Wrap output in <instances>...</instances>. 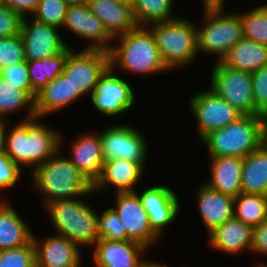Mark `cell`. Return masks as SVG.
<instances>
[{"label":"cell","mask_w":267,"mask_h":267,"mask_svg":"<svg viewBox=\"0 0 267 267\" xmlns=\"http://www.w3.org/2000/svg\"><path fill=\"white\" fill-rule=\"evenodd\" d=\"M40 121H20L6 133L5 152L21 169H34L61 149L62 134Z\"/></svg>","instance_id":"obj_1"},{"label":"cell","mask_w":267,"mask_h":267,"mask_svg":"<svg viewBox=\"0 0 267 267\" xmlns=\"http://www.w3.org/2000/svg\"><path fill=\"white\" fill-rule=\"evenodd\" d=\"M116 40V41H115ZM119 40V41H118ZM109 53V66L135 75H153L170 71L164 64L153 33L147 26L114 38ZM119 68V69H118Z\"/></svg>","instance_id":"obj_2"},{"label":"cell","mask_w":267,"mask_h":267,"mask_svg":"<svg viewBox=\"0 0 267 267\" xmlns=\"http://www.w3.org/2000/svg\"><path fill=\"white\" fill-rule=\"evenodd\" d=\"M59 151L43 164L30 169L29 172L32 175L31 182L34 190L43 194L45 206L58 200L84 197V195L95 193L93 185L69 160L68 156H62Z\"/></svg>","instance_id":"obj_3"},{"label":"cell","mask_w":267,"mask_h":267,"mask_svg":"<svg viewBox=\"0 0 267 267\" xmlns=\"http://www.w3.org/2000/svg\"><path fill=\"white\" fill-rule=\"evenodd\" d=\"M44 208L57 235L67 237L80 248L94 247L99 239L98 212L85 200H58Z\"/></svg>","instance_id":"obj_4"},{"label":"cell","mask_w":267,"mask_h":267,"mask_svg":"<svg viewBox=\"0 0 267 267\" xmlns=\"http://www.w3.org/2000/svg\"><path fill=\"white\" fill-rule=\"evenodd\" d=\"M224 3H204V16L197 25L198 52L214 55L221 61L243 38L240 12L224 13Z\"/></svg>","instance_id":"obj_5"},{"label":"cell","mask_w":267,"mask_h":267,"mask_svg":"<svg viewBox=\"0 0 267 267\" xmlns=\"http://www.w3.org/2000/svg\"><path fill=\"white\" fill-rule=\"evenodd\" d=\"M178 17L147 26L153 33L161 58L170 71L193 62L199 53L197 24Z\"/></svg>","instance_id":"obj_6"},{"label":"cell","mask_w":267,"mask_h":267,"mask_svg":"<svg viewBox=\"0 0 267 267\" xmlns=\"http://www.w3.org/2000/svg\"><path fill=\"white\" fill-rule=\"evenodd\" d=\"M201 142L209 157L244 158L262 144L261 117L243 115L226 127L210 132Z\"/></svg>","instance_id":"obj_7"},{"label":"cell","mask_w":267,"mask_h":267,"mask_svg":"<svg viewBox=\"0 0 267 267\" xmlns=\"http://www.w3.org/2000/svg\"><path fill=\"white\" fill-rule=\"evenodd\" d=\"M210 75V88L243 115L260 116L252 90L251 72L235 70L217 61Z\"/></svg>","instance_id":"obj_8"},{"label":"cell","mask_w":267,"mask_h":267,"mask_svg":"<svg viewBox=\"0 0 267 267\" xmlns=\"http://www.w3.org/2000/svg\"><path fill=\"white\" fill-rule=\"evenodd\" d=\"M108 67V51L84 48L77 52L68 46V55L62 73L82 97L88 93L91 97L99 77Z\"/></svg>","instance_id":"obj_9"},{"label":"cell","mask_w":267,"mask_h":267,"mask_svg":"<svg viewBox=\"0 0 267 267\" xmlns=\"http://www.w3.org/2000/svg\"><path fill=\"white\" fill-rule=\"evenodd\" d=\"M188 106L196 119L200 141L210 132L224 128L243 116L210 87L191 96Z\"/></svg>","instance_id":"obj_10"},{"label":"cell","mask_w":267,"mask_h":267,"mask_svg":"<svg viewBox=\"0 0 267 267\" xmlns=\"http://www.w3.org/2000/svg\"><path fill=\"white\" fill-rule=\"evenodd\" d=\"M104 161L126 159L139 163L144 169L149 149L144 135L129 125H114L100 133Z\"/></svg>","instance_id":"obj_11"},{"label":"cell","mask_w":267,"mask_h":267,"mask_svg":"<svg viewBox=\"0 0 267 267\" xmlns=\"http://www.w3.org/2000/svg\"><path fill=\"white\" fill-rule=\"evenodd\" d=\"M114 72L110 66L104 71L90 97L95 109L110 117L130 110L136 100L130 83Z\"/></svg>","instance_id":"obj_12"},{"label":"cell","mask_w":267,"mask_h":267,"mask_svg":"<svg viewBox=\"0 0 267 267\" xmlns=\"http://www.w3.org/2000/svg\"><path fill=\"white\" fill-rule=\"evenodd\" d=\"M116 207H113L126 228L128 240L152 249L160 236L152 229L149 216L135 192H116Z\"/></svg>","instance_id":"obj_13"},{"label":"cell","mask_w":267,"mask_h":267,"mask_svg":"<svg viewBox=\"0 0 267 267\" xmlns=\"http://www.w3.org/2000/svg\"><path fill=\"white\" fill-rule=\"evenodd\" d=\"M60 28L37 21L30 22L22 18L20 34L24 43L26 61L42 60L47 56L61 53L68 45L61 38Z\"/></svg>","instance_id":"obj_14"},{"label":"cell","mask_w":267,"mask_h":267,"mask_svg":"<svg viewBox=\"0 0 267 267\" xmlns=\"http://www.w3.org/2000/svg\"><path fill=\"white\" fill-rule=\"evenodd\" d=\"M142 206L149 216L152 229L161 237L166 226L171 225L180 214V200L172 189L163 185H154L138 193Z\"/></svg>","instance_id":"obj_15"},{"label":"cell","mask_w":267,"mask_h":267,"mask_svg":"<svg viewBox=\"0 0 267 267\" xmlns=\"http://www.w3.org/2000/svg\"><path fill=\"white\" fill-rule=\"evenodd\" d=\"M62 28L69 29L77 37L91 42L86 49L109 51L114 39L106 31L102 21L92 13L88 3L68 6Z\"/></svg>","instance_id":"obj_16"},{"label":"cell","mask_w":267,"mask_h":267,"mask_svg":"<svg viewBox=\"0 0 267 267\" xmlns=\"http://www.w3.org/2000/svg\"><path fill=\"white\" fill-rule=\"evenodd\" d=\"M36 248V267H82L80 247L61 235L40 240L33 234Z\"/></svg>","instance_id":"obj_17"},{"label":"cell","mask_w":267,"mask_h":267,"mask_svg":"<svg viewBox=\"0 0 267 267\" xmlns=\"http://www.w3.org/2000/svg\"><path fill=\"white\" fill-rule=\"evenodd\" d=\"M93 261L97 267H142L145 258H141L148 249L131 241H109L99 238L94 245Z\"/></svg>","instance_id":"obj_18"},{"label":"cell","mask_w":267,"mask_h":267,"mask_svg":"<svg viewBox=\"0 0 267 267\" xmlns=\"http://www.w3.org/2000/svg\"><path fill=\"white\" fill-rule=\"evenodd\" d=\"M69 152V160L93 185L100 177L104 164L100 132L91 131L74 138Z\"/></svg>","instance_id":"obj_19"},{"label":"cell","mask_w":267,"mask_h":267,"mask_svg":"<svg viewBox=\"0 0 267 267\" xmlns=\"http://www.w3.org/2000/svg\"><path fill=\"white\" fill-rule=\"evenodd\" d=\"M196 197L207 235L234 217V197L211 189L204 182L198 187Z\"/></svg>","instance_id":"obj_20"},{"label":"cell","mask_w":267,"mask_h":267,"mask_svg":"<svg viewBox=\"0 0 267 267\" xmlns=\"http://www.w3.org/2000/svg\"><path fill=\"white\" fill-rule=\"evenodd\" d=\"M144 168L136 162L126 159L104 161L100 177L93 184V191L106 189L107 185L116 188V192H135L138 181L144 174Z\"/></svg>","instance_id":"obj_21"},{"label":"cell","mask_w":267,"mask_h":267,"mask_svg":"<svg viewBox=\"0 0 267 267\" xmlns=\"http://www.w3.org/2000/svg\"><path fill=\"white\" fill-rule=\"evenodd\" d=\"M253 228L233 217L207 235L212 249L229 254L251 251Z\"/></svg>","instance_id":"obj_22"},{"label":"cell","mask_w":267,"mask_h":267,"mask_svg":"<svg viewBox=\"0 0 267 267\" xmlns=\"http://www.w3.org/2000/svg\"><path fill=\"white\" fill-rule=\"evenodd\" d=\"M82 96L74 90L70 80L61 73L41 89L35 98L36 118L57 113Z\"/></svg>","instance_id":"obj_23"},{"label":"cell","mask_w":267,"mask_h":267,"mask_svg":"<svg viewBox=\"0 0 267 267\" xmlns=\"http://www.w3.org/2000/svg\"><path fill=\"white\" fill-rule=\"evenodd\" d=\"M88 4L113 39L138 26L132 4L114 3L110 0H88Z\"/></svg>","instance_id":"obj_24"},{"label":"cell","mask_w":267,"mask_h":267,"mask_svg":"<svg viewBox=\"0 0 267 267\" xmlns=\"http://www.w3.org/2000/svg\"><path fill=\"white\" fill-rule=\"evenodd\" d=\"M211 180L204 182L211 189L230 195L238 196L242 193V167L241 157H210Z\"/></svg>","instance_id":"obj_25"},{"label":"cell","mask_w":267,"mask_h":267,"mask_svg":"<svg viewBox=\"0 0 267 267\" xmlns=\"http://www.w3.org/2000/svg\"><path fill=\"white\" fill-rule=\"evenodd\" d=\"M33 232L9 203L0 199V250L18 248L33 240Z\"/></svg>","instance_id":"obj_26"},{"label":"cell","mask_w":267,"mask_h":267,"mask_svg":"<svg viewBox=\"0 0 267 267\" xmlns=\"http://www.w3.org/2000/svg\"><path fill=\"white\" fill-rule=\"evenodd\" d=\"M221 62L229 68L252 73L267 66V46L242 38L228 51Z\"/></svg>","instance_id":"obj_27"},{"label":"cell","mask_w":267,"mask_h":267,"mask_svg":"<svg viewBox=\"0 0 267 267\" xmlns=\"http://www.w3.org/2000/svg\"><path fill=\"white\" fill-rule=\"evenodd\" d=\"M242 193L267 195V146L261 144L243 158Z\"/></svg>","instance_id":"obj_28"},{"label":"cell","mask_w":267,"mask_h":267,"mask_svg":"<svg viewBox=\"0 0 267 267\" xmlns=\"http://www.w3.org/2000/svg\"><path fill=\"white\" fill-rule=\"evenodd\" d=\"M67 55L68 46L57 55L47 56L42 60L27 61L28 75L35 94L63 72Z\"/></svg>","instance_id":"obj_29"},{"label":"cell","mask_w":267,"mask_h":267,"mask_svg":"<svg viewBox=\"0 0 267 267\" xmlns=\"http://www.w3.org/2000/svg\"><path fill=\"white\" fill-rule=\"evenodd\" d=\"M27 109L26 117L21 121L36 118L35 100L25 91L15 87L0 77V116L6 118L18 110Z\"/></svg>","instance_id":"obj_30"},{"label":"cell","mask_w":267,"mask_h":267,"mask_svg":"<svg viewBox=\"0 0 267 267\" xmlns=\"http://www.w3.org/2000/svg\"><path fill=\"white\" fill-rule=\"evenodd\" d=\"M234 217L252 228L267 219V195L240 193L234 197Z\"/></svg>","instance_id":"obj_31"},{"label":"cell","mask_w":267,"mask_h":267,"mask_svg":"<svg viewBox=\"0 0 267 267\" xmlns=\"http://www.w3.org/2000/svg\"><path fill=\"white\" fill-rule=\"evenodd\" d=\"M175 0H133L132 11L138 26L171 21Z\"/></svg>","instance_id":"obj_32"},{"label":"cell","mask_w":267,"mask_h":267,"mask_svg":"<svg viewBox=\"0 0 267 267\" xmlns=\"http://www.w3.org/2000/svg\"><path fill=\"white\" fill-rule=\"evenodd\" d=\"M243 38L267 46V4L240 12Z\"/></svg>","instance_id":"obj_33"},{"label":"cell","mask_w":267,"mask_h":267,"mask_svg":"<svg viewBox=\"0 0 267 267\" xmlns=\"http://www.w3.org/2000/svg\"><path fill=\"white\" fill-rule=\"evenodd\" d=\"M67 9L68 5L64 0H40L32 18L61 29Z\"/></svg>","instance_id":"obj_34"},{"label":"cell","mask_w":267,"mask_h":267,"mask_svg":"<svg viewBox=\"0 0 267 267\" xmlns=\"http://www.w3.org/2000/svg\"><path fill=\"white\" fill-rule=\"evenodd\" d=\"M98 213L99 238L109 241H125L126 228L113 207L105 209L102 214Z\"/></svg>","instance_id":"obj_35"},{"label":"cell","mask_w":267,"mask_h":267,"mask_svg":"<svg viewBox=\"0 0 267 267\" xmlns=\"http://www.w3.org/2000/svg\"><path fill=\"white\" fill-rule=\"evenodd\" d=\"M0 267H36L34 241L22 247L0 250Z\"/></svg>","instance_id":"obj_36"},{"label":"cell","mask_w":267,"mask_h":267,"mask_svg":"<svg viewBox=\"0 0 267 267\" xmlns=\"http://www.w3.org/2000/svg\"><path fill=\"white\" fill-rule=\"evenodd\" d=\"M26 61L21 34L0 38V70L10 64Z\"/></svg>","instance_id":"obj_37"},{"label":"cell","mask_w":267,"mask_h":267,"mask_svg":"<svg viewBox=\"0 0 267 267\" xmlns=\"http://www.w3.org/2000/svg\"><path fill=\"white\" fill-rule=\"evenodd\" d=\"M0 77L15 85V87L25 90L34 100L36 94L33 92L29 75L27 61L10 64L0 70Z\"/></svg>","instance_id":"obj_38"},{"label":"cell","mask_w":267,"mask_h":267,"mask_svg":"<svg viewBox=\"0 0 267 267\" xmlns=\"http://www.w3.org/2000/svg\"><path fill=\"white\" fill-rule=\"evenodd\" d=\"M22 169L6 152L0 153V191L15 187L21 177Z\"/></svg>","instance_id":"obj_39"},{"label":"cell","mask_w":267,"mask_h":267,"mask_svg":"<svg viewBox=\"0 0 267 267\" xmlns=\"http://www.w3.org/2000/svg\"><path fill=\"white\" fill-rule=\"evenodd\" d=\"M22 17L12 8L0 2V38L20 34Z\"/></svg>","instance_id":"obj_40"},{"label":"cell","mask_w":267,"mask_h":267,"mask_svg":"<svg viewBox=\"0 0 267 267\" xmlns=\"http://www.w3.org/2000/svg\"><path fill=\"white\" fill-rule=\"evenodd\" d=\"M252 90L256 109L262 113L267 110V66L251 73Z\"/></svg>","instance_id":"obj_41"},{"label":"cell","mask_w":267,"mask_h":267,"mask_svg":"<svg viewBox=\"0 0 267 267\" xmlns=\"http://www.w3.org/2000/svg\"><path fill=\"white\" fill-rule=\"evenodd\" d=\"M258 254L267 256V219L259 226L253 228V237L251 244V251Z\"/></svg>","instance_id":"obj_42"},{"label":"cell","mask_w":267,"mask_h":267,"mask_svg":"<svg viewBox=\"0 0 267 267\" xmlns=\"http://www.w3.org/2000/svg\"><path fill=\"white\" fill-rule=\"evenodd\" d=\"M40 0H0L1 3L12 8L22 18L32 15Z\"/></svg>","instance_id":"obj_43"},{"label":"cell","mask_w":267,"mask_h":267,"mask_svg":"<svg viewBox=\"0 0 267 267\" xmlns=\"http://www.w3.org/2000/svg\"><path fill=\"white\" fill-rule=\"evenodd\" d=\"M9 123L6 118L0 116V153L5 152L6 147V133L8 132Z\"/></svg>","instance_id":"obj_44"},{"label":"cell","mask_w":267,"mask_h":267,"mask_svg":"<svg viewBox=\"0 0 267 267\" xmlns=\"http://www.w3.org/2000/svg\"><path fill=\"white\" fill-rule=\"evenodd\" d=\"M261 117L262 144L267 146V110L263 111Z\"/></svg>","instance_id":"obj_45"},{"label":"cell","mask_w":267,"mask_h":267,"mask_svg":"<svg viewBox=\"0 0 267 267\" xmlns=\"http://www.w3.org/2000/svg\"><path fill=\"white\" fill-rule=\"evenodd\" d=\"M142 267H170V266L164 265L163 263L161 264L159 261L156 262V261H152V260L150 261L148 259H145Z\"/></svg>","instance_id":"obj_46"},{"label":"cell","mask_w":267,"mask_h":267,"mask_svg":"<svg viewBox=\"0 0 267 267\" xmlns=\"http://www.w3.org/2000/svg\"><path fill=\"white\" fill-rule=\"evenodd\" d=\"M68 6L88 3V0H64Z\"/></svg>","instance_id":"obj_47"},{"label":"cell","mask_w":267,"mask_h":267,"mask_svg":"<svg viewBox=\"0 0 267 267\" xmlns=\"http://www.w3.org/2000/svg\"><path fill=\"white\" fill-rule=\"evenodd\" d=\"M114 3H122V4H132L133 0H110Z\"/></svg>","instance_id":"obj_48"},{"label":"cell","mask_w":267,"mask_h":267,"mask_svg":"<svg viewBox=\"0 0 267 267\" xmlns=\"http://www.w3.org/2000/svg\"><path fill=\"white\" fill-rule=\"evenodd\" d=\"M202 3H224L225 4V0H201Z\"/></svg>","instance_id":"obj_49"},{"label":"cell","mask_w":267,"mask_h":267,"mask_svg":"<svg viewBox=\"0 0 267 267\" xmlns=\"http://www.w3.org/2000/svg\"><path fill=\"white\" fill-rule=\"evenodd\" d=\"M255 267H267V263H261V261H260V263H257V265H255Z\"/></svg>","instance_id":"obj_50"}]
</instances>
